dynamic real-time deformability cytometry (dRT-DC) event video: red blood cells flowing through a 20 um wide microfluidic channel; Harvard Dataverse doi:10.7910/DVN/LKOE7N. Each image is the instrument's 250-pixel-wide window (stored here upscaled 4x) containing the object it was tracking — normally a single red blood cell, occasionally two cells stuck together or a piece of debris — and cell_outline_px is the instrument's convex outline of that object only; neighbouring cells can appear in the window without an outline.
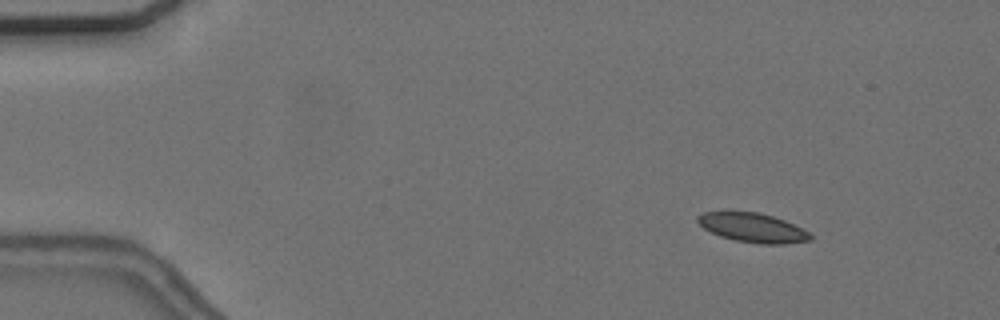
{"species": "common noctule bat (a hibernating species)", "species_latin": "Nyctalus noctula", "temperature_condition": "cold", "stored_images_in_passage": 56, "camera_frame_rate_fps": 3000, "um_per_image_px": 0.085, "animal": {"sex": "female", "body_mass_g": 24.6, "forearm_length_mm": 56.2}, "frame": {"image": 1, "passage_image": 7, "time_ms": 2.0, "image_size_px": [1000, 320], "cell_outline_px": [[812, 240], [784, 244], [760, 244], [736, 240], [720, 236], [704, 228], [696, 220], [696, 216], [704, 212], [724, 208], [756, 212], [772, 216], [784, 220], [808, 232], [812, 236]], "centroid_in_image_um": [63.89, 19.3], "position_along_channel_um": 21.1, "area_um2": 19.65}}
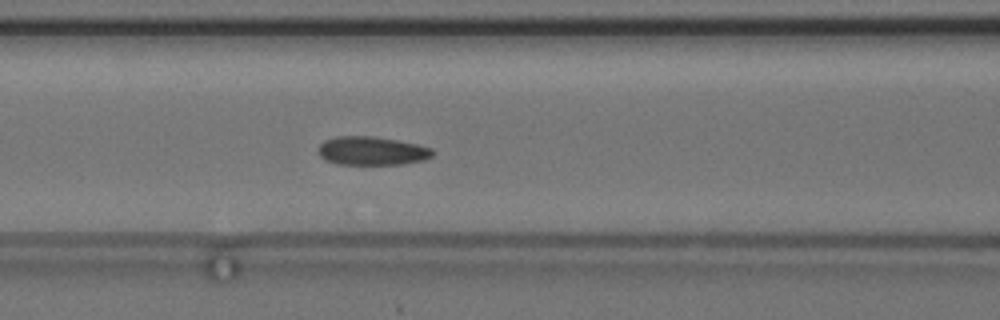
{"frame": {"image": 2, "passage_image": 24, "time_ms": 7.667, "image_size_px": [1000, 320], "cell_outline_px": [[436, 152], [432, 156], [424, 160], [404, 164], [336, 164], [324, 160], [320, 156], [320, 144], [324, 140], [336, 136], [372, 136], [396, 140], [416, 144], [432, 148]], "centroid_in_image_um": [31.62, 12.83], "position_along_channel_um": 135.0, "area_um2": 19.07}}
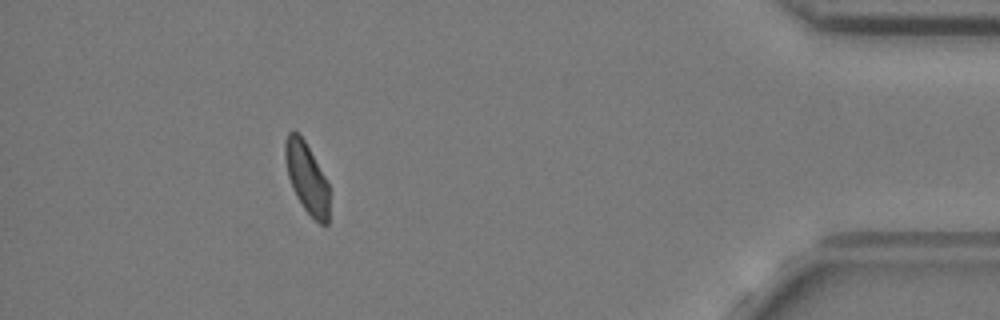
{"frame": {"image": 3, "passage_image": 51, "time_ms": 16.667, "image_size_px": [1000, 320], "cell_outline_px": [[328, 224], [320, 224], [304, 208], [296, 196], [292, 188], [288, 176], [284, 156], [284, 144], [288, 132], [296, 132], [304, 140], [324, 176], [328, 184]], "centroid_in_image_um": [26.05, 15.11], "position_along_channel_um": 409.2, "area_um2": 17.69}, "authors_computed_cell_mechanics": {"area_um2": 19.2763, "velocity_mm_per_s": 3.6449, "shape_relaxation_time_tau1_ms": null, "shape_relaxation_time_tau2_ms": 2.4384, "deformation_change_tau1": null, "deformation_change_tau2": 0.0631}}